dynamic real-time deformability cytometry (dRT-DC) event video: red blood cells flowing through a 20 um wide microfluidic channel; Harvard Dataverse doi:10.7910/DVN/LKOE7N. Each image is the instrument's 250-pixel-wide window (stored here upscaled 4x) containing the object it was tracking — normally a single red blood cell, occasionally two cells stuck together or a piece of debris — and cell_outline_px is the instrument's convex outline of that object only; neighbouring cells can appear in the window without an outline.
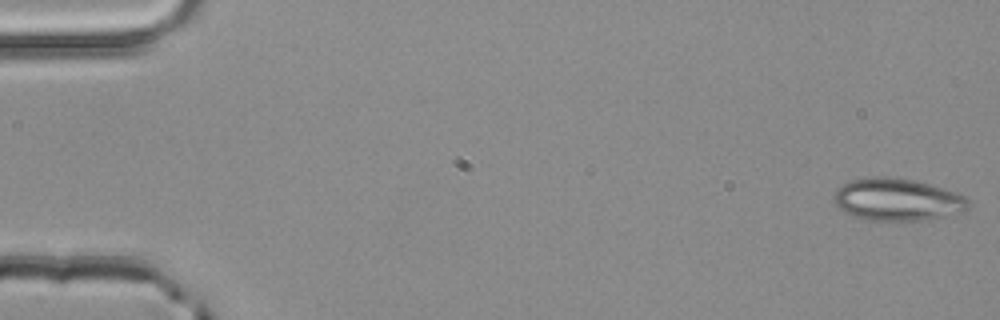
{"species": "common noctule bat (a hibernating species)", "species_latin": "Nyctalus noctula", "temperature_condition": "room temperature", "stored_images_in_passage": 52, "camera_frame_rate_fps": 3000, "um_per_image_px": 0.085, "animal": {"sex": "male", "body_mass_g": 20.4}, "frame": {"image": 1, "passage_image": 1, "time_ms": 0.0, "image_size_px": [1000, 320], "cell_outline_px": [[968, 208], [960, 212], [924, 220], [864, 220], [844, 212], [832, 200], [836, 192], [848, 180], [872, 176], [888, 176], [916, 180], [956, 192], [964, 196], [968, 200]], "centroid_in_image_um": [76.24, 16.95], "position_along_channel_um": 8.8, "area_um2": 33.06}}
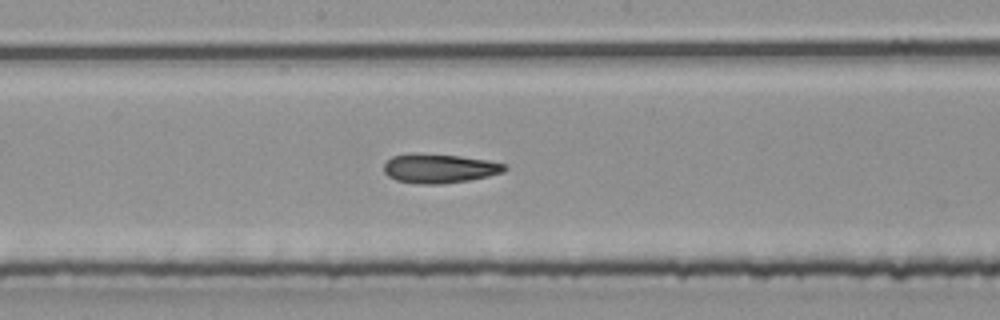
{"frame": {"image": 2, "passage_image": 28, "time_ms": 9.0, "image_size_px": [1000, 320], "cell_outline_px": [[508, 168], [504, 172], [488, 176], [468, 180], [440, 184], [420, 184], [396, 180], [388, 176], [384, 172], [384, 164], [392, 156], [412, 152], [416, 152], [460, 156], [488, 160], [504, 164]], "centroid_in_image_um": [37.32, 14.3], "position_along_channel_um": 210.9, "area_um2": 20.69}}
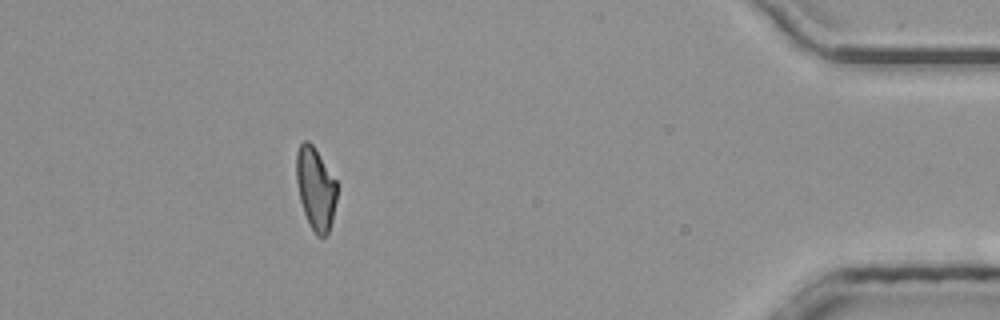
{"frame": {"image": 3, "passage_image": 47, "time_ms": 15.333, "image_size_px": [1000, 320], "cell_outline_px": [[336, 200], [332, 220], [328, 232], [324, 236], [316, 236], [308, 224], [300, 200], [296, 180], [296, 152], [300, 144], [304, 140], [308, 140], [312, 144], [336, 180]], "centroid_in_image_um": [26.81, 16.02], "position_along_channel_um": 408.4, "area_um2": 19.42}, "authors_computed_cell_mechanics": {"area_um2": 20.6924, "velocity_mm_per_s": 4.0131, "shape_relaxation_time_tau1_ms": null, "shape_relaxation_time_tau2_ms": 2.2171, "deformation_change_tau1": null, "deformation_change_tau2": 0.1008}}